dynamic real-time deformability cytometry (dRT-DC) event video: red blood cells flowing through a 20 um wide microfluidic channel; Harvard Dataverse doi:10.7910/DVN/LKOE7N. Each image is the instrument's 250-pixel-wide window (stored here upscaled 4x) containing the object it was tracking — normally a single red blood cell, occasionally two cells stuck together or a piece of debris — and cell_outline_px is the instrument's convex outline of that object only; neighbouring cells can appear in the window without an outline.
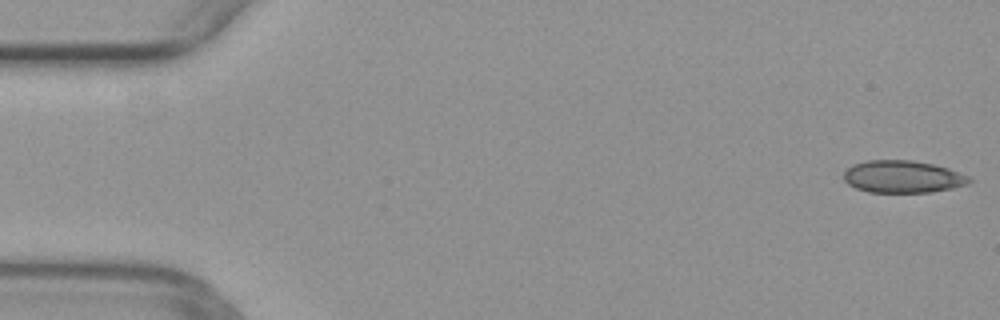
{"species": "common noctule bat (a hibernating species)", "species_latin": "Nyctalus noctula", "temperature_condition": "warm", "stored_images_in_passage": 49, "camera_frame_rate_fps": 3000, "um_per_image_px": 0.085, "animal": {"sex": "female", "body_mass_g": 29.2, "forearm_length_mm": 56.3}, "frame": {"image": 1, "passage_image": 1, "time_ms": 0.0, "image_size_px": [1000, 320], "cell_outline_px": [[972, 180], [968, 184], [952, 188], [932, 192], [868, 192], [856, 188], [848, 184], [844, 180], [844, 172], [852, 164], [868, 160], [912, 160], [932, 164], [948, 168], [968, 176]], "centroid_in_image_um": [76.72, 15.02], "position_along_channel_um": 8.3, "area_um2": 23.58}}
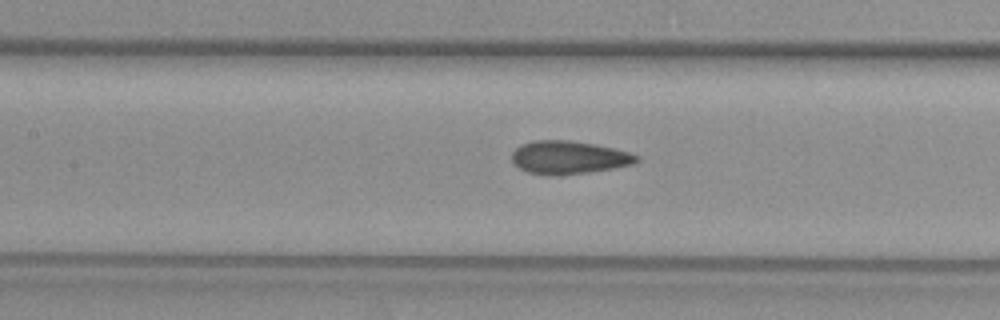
{"frame": {"image": 2, "passage_image": 22, "time_ms": 7.0, "image_size_px": [1000, 320], "cell_outline_px": [[640, 160], [632, 164], [612, 168], [588, 172], [556, 176], [552, 176], [528, 172], [520, 168], [512, 160], [512, 152], [520, 144], [532, 140], [568, 140], [596, 144], [628, 152], [640, 156]], "centroid_in_image_um": [48.33, 13.38], "position_along_channel_um": 159.1, "area_um2": 24.04}}
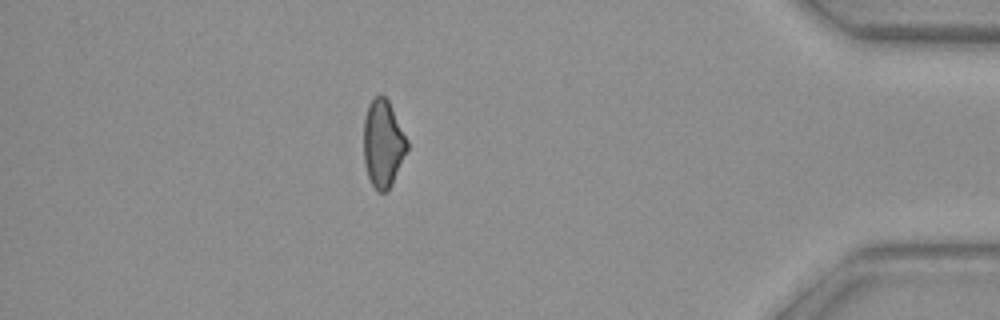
{"frame": {"image": 3, "passage_image": 43, "time_ms": 14.0, "image_size_px": [1000, 320], "cell_outline_px": [[408, 148], [392, 184], [388, 192], [376, 192], [368, 176], [364, 164], [364, 116], [368, 104], [376, 96], [384, 96], [388, 100], [408, 140]], "centroid_in_image_um": [32.55, 12.23], "position_along_channel_um": 402.7, "area_um2": 22.14}}